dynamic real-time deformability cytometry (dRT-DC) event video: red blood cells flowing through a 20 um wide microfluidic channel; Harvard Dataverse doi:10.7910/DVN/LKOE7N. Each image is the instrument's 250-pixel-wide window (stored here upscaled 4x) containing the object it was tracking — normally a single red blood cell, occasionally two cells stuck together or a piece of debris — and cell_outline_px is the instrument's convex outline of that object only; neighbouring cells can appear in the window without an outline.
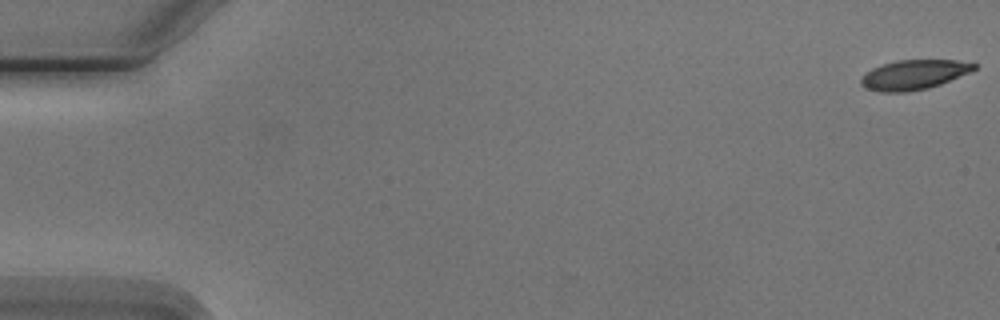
{"species": "Egyptian fruit bat (a non-hibernating species)", "species_latin": "Rousettus aegyptiacus", "temperature_condition": "cold", "stored_images_in_passage": 6, "camera_frame_rate_fps": 3000, "um_per_image_px": 0.085, "animal": {"sex": "male"}, "frame": {"image": 1, "passage_image": 1, "time_ms": 0.0, "image_size_px": [1000, 320], "cell_outline_px": [[976, 68], [968, 72], [940, 84], [928, 88], [908, 92], [880, 92], [864, 88], [860, 84], [860, 80], [872, 68], [896, 60], [956, 60], [976, 64]], "centroid_in_image_um": [77.64, 6.36], "position_along_channel_um": 7.4, "area_um2": 19.31}}